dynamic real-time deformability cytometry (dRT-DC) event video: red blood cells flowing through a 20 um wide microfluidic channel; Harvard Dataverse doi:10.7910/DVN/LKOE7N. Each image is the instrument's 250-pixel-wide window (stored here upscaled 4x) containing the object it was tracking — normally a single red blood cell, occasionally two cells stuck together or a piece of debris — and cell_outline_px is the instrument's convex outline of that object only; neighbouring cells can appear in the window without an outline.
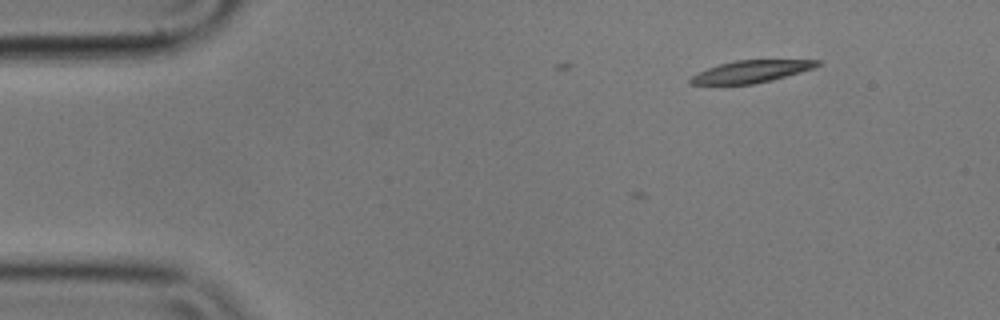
{"species": "common noctule bat (a hibernating species)", "species_latin": "Nyctalus noctula", "temperature_condition": "cold", "stored_images_in_passage": 5, "camera_frame_rate_fps": 3000, "um_per_image_px": 0.085, "animal": {"sex": "male", "body_mass_g": 17.9}, "frame": {"image": 1, "passage_image": 1, "time_ms": 0.0, "image_size_px": [1000, 320], "cell_outline_px": [[820, 64], [816, 68], [772, 80], [752, 84], [688, 84], [688, 80], [692, 76], [708, 68], [720, 64], [736, 60], [820, 60]], "centroid_in_image_um": [63.88, 6.08], "position_along_channel_um": 21.1, "area_um2": 16.24}}
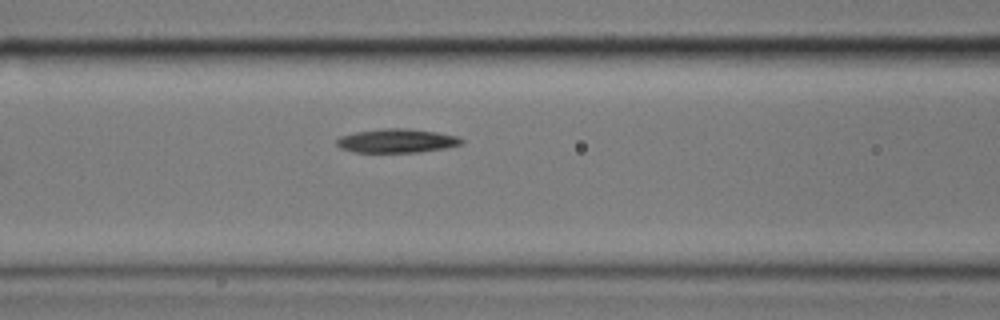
{"frame": {"image": 2, "passage_image": 5, "time_ms": 1.333, "image_size_px": [1000, 320], "cell_outline_px": [[464, 144], [448, 148], [420, 152], [352, 152], [340, 148], [336, 144], [336, 140], [340, 136], [356, 132], [384, 128], [408, 128], [436, 132], [456, 136], [464, 140]], "centroid_in_image_um": [33.75, 11.97], "position_along_channel_um": 132.9, "area_um2": 17.51}}